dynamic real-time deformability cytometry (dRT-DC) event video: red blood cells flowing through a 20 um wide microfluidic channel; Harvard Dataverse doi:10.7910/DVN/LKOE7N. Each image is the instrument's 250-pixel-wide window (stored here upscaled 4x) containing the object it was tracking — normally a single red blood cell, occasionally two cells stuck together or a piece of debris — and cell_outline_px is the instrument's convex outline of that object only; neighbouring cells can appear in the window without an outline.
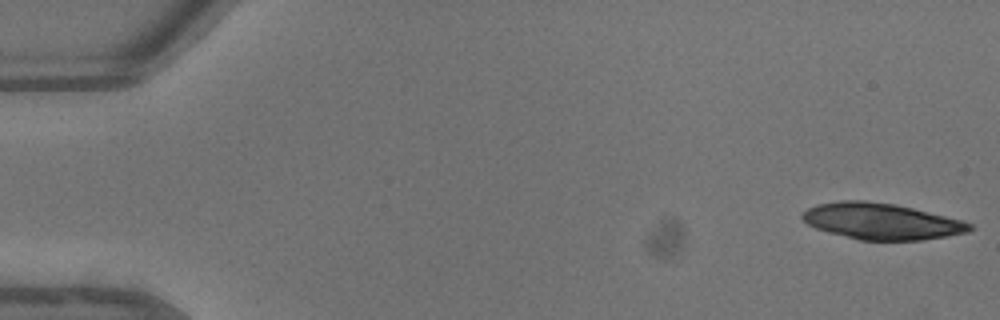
{"species": "common noctule bat (a hibernating species)", "species_latin": "Nyctalus noctula", "temperature_condition": "warm", "stored_images_in_passage": 44, "camera_frame_rate_fps": 3000, "um_per_image_px": 0.085, "animal": {"sex": "male", "body_mass_g": 13.3}, "frame": {"image": 1, "passage_image": 1, "time_ms": 0.0, "image_size_px": [1000, 320], "cell_outline_px": [[976, 228], [968, 232], [924, 240], [860, 240], [828, 232], [816, 228], [808, 224], [800, 216], [808, 208], [816, 204], [840, 200], [864, 200], [896, 204], [964, 220], [972, 224]], "centroid_in_image_um": [74.95, 18.8], "position_along_channel_um": 10.0, "area_um2": 35.49}}
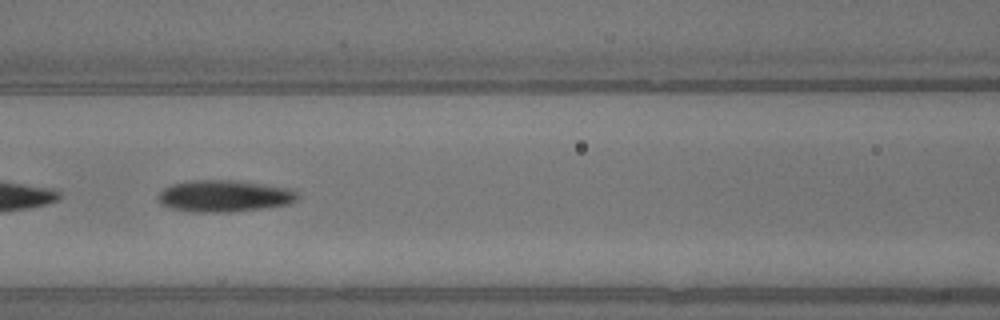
{"frame": {"image": 2, "passage_image": 20, "time_ms": 6.333, "image_size_px": [1000, 320], "cell_outline_px": [[300, 196], [296, 200], [288, 204], [232, 212], [192, 212], [172, 208], [160, 204], [156, 196], [164, 188], [172, 184], [192, 180], [236, 180], [292, 188]], "centroid_in_image_um": [19.05, 16.65], "position_along_channel_um": 147.5, "area_um2": 25.89}, "authors_computed_cell_mechanics": {"area_um2": 25.8077, "velocity_mm_per_s": 4.6702, "shape_relaxation_time_tau1_ms": 3.1308, "shape_relaxation_time_tau2_ms": 7.2296, "deformation_change_tau1": 0.1413, "deformation_change_tau2": 0.1442}}